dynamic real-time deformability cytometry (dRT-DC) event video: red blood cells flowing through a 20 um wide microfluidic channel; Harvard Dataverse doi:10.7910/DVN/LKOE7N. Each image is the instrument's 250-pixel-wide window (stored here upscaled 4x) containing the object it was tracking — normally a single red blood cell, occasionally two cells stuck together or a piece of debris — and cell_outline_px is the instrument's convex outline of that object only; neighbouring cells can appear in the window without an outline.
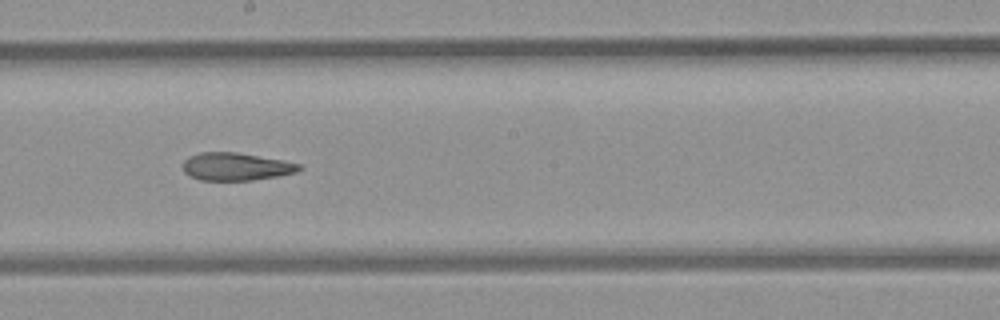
{"species": "common noctule bat (a hibernating species)", "species_latin": "Nyctalus noctula", "temperature_condition": "room temperature", "stored_images_in_passage": 20, "camera_frame_rate_fps": 3000, "um_per_image_px": 0.085, "animal": {"sex": "female", "body_mass_g": 21.9}, "frame": {"image": 1, "passage_image": 17, "time_ms": 5.333, "image_size_px": [1000, 320], "cell_outline_px": [[304, 168], [296, 172], [276, 176], [252, 180], [200, 180], [184, 172], [184, 160], [188, 156], [200, 152], [236, 152], [284, 160], [300, 164]], "centroid_in_image_um": [20.07, 14.15], "position_along_channel_um": 228.1, "area_um2": 18.73}}